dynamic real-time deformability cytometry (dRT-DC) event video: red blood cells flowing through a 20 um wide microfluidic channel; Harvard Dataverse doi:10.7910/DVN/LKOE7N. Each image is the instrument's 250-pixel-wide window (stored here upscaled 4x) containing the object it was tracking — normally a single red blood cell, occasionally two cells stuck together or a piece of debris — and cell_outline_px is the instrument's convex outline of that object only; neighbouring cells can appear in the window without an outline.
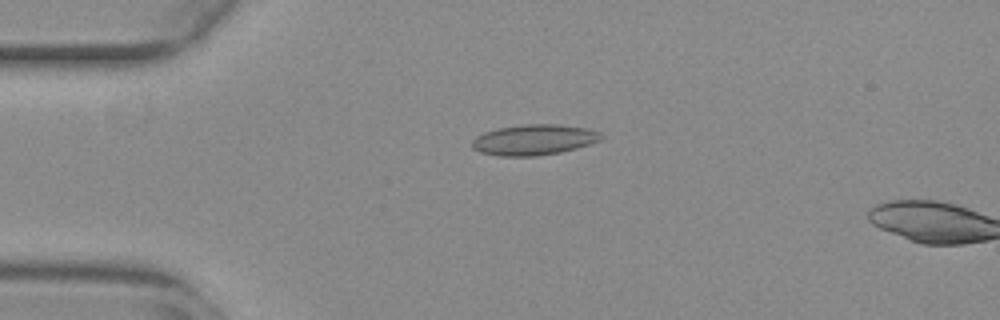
{"species": "common noctule bat (a hibernating species)", "species_latin": "Nyctalus noctula", "temperature_condition": "warm", "stored_images_in_passage": 15, "camera_frame_rate_fps": 3000, "um_per_image_px": 0.085, "animal": {"sex": "female", "body_mass_g": 29.2, "forearm_length_mm": 56.3}, "frame": {"image": 1, "passage_image": 13, "time_ms": 4.0, "image_size_px": [1000, 320], "cell_outline_px": [[604, 136], [600, 140], [576, 148], [560, 152], [536, 156], [496, 156], [480, 152], [472, 148], [472, 140], [476, 136], [484, 132], [496, 128], [524, 124], [560, 124], [588, 128], [600, 132]], "centroid_in_image_um": [45.37, 11.87], "position_along_channel_um": 39.6, "area_um2": 23.18}}